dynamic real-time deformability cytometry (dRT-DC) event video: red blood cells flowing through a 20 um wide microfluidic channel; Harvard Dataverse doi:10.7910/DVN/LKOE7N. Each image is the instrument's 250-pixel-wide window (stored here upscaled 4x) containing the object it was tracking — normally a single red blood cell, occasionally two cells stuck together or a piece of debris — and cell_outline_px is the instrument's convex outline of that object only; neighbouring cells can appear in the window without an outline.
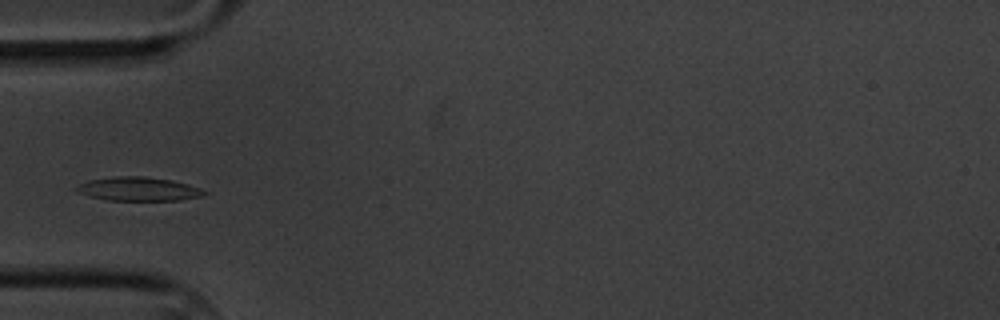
{"species": "common noctule bat (a hibernating species)", "species_latin": "Nyctalus noctula", "temperature_condition": "cold", "stored_images_in_passage": 4, "camera_frame_rate_fps": 3000, "um_per_image_px": 0.085, "animal": {"sex": "male", "body_mass_g": 20.1, "forearm_length_mm": 53.5}, "frame": {"image": 1, "passage_image": 3, "time_ms": 2.333, "image_size_px": [1000, 320], "cell_outline_px": [[208, 192], [200, 196], [176, 200], [108, 200], [76, 192], [76, 188], [80, 184], [88, 180], [112, 176], [144, 176], [172, 180], [188, 184], [200, 188]], "centroid_in_image_um": [11.76, 16.05], "position_along_channel_um": 73.2, "area_um2": 17.51}}